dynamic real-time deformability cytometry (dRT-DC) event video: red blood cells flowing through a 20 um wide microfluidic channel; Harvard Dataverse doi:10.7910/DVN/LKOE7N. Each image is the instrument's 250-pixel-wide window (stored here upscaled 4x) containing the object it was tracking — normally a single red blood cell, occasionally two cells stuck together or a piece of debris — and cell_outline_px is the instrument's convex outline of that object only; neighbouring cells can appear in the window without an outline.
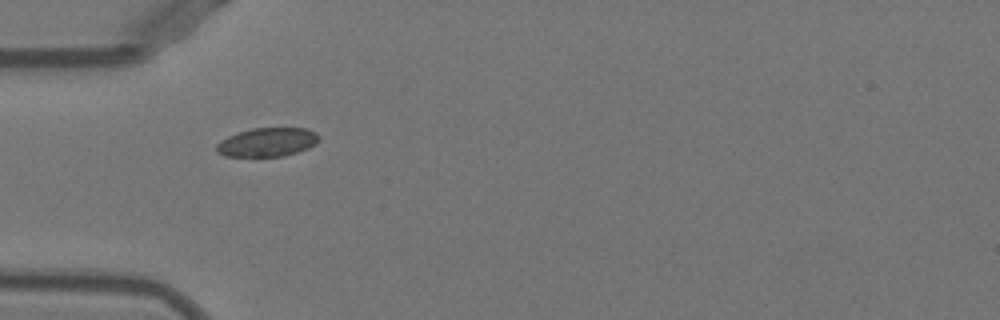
{"species": "Egyptian fruit bat (a non-hibernating species)", "species_latin": "Rousettus aegyptiacus", "temperature_condition": "warm", "stored_images_in_passage": 9, "camera_frame_rate_fps": 3000, "um_per_image_px": 0.085, "animal": {"sex": "female"}, "frame": {"image": 1, "passage_image": 1, "time_ms": 0.0, "image_size_px": [1000, 320], "cell_outline_px": [[320, 136], [316, 144], [308, 148], [284, 156], [224, 156], [216, 152], [216, 144], [220, 140], [236, 132], [252, 128], [308, 128], [316, 132]], "centroid_in_image_um": [22.71, 12.07], "position_along_channel_um": 62.3, "area_um2": 17.34}}